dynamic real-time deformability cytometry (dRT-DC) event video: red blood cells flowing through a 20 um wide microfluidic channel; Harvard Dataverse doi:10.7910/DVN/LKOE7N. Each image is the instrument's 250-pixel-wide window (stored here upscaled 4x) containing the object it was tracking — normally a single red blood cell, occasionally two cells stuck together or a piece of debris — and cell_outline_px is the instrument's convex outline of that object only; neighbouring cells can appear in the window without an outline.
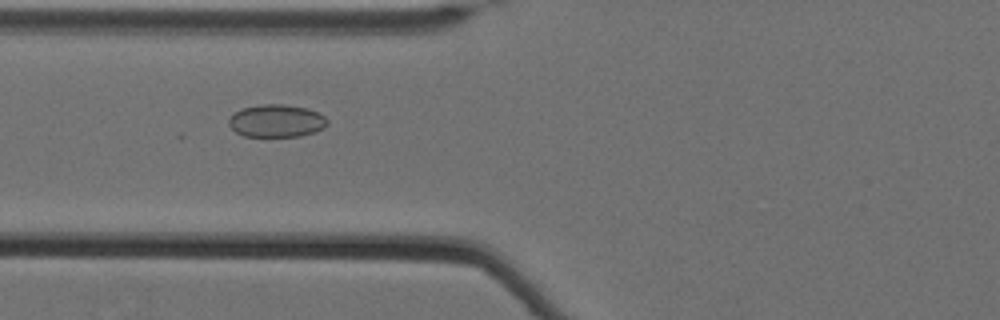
{"species": "Egyptian fruit bat (a non-hibernating species)", "species_latin": "Rousettus aegyptiacus", "temperature_condition": "cold", "stored_images_in_passage": 63, "camera_frame_rate_fps": 3000, "um_per_image_px": 0.085, "animal": {"sex": "female"}, "frame": {"image": 1, "passage_image": 29, "time_ms": 9.333, "image_size_px": [1000, 320], "cell_outline_px": [[328, 124], [324, 128], [316, 132], [300, 136], [244, 136], [236, 132], [228, 124], [228, 120], [236, 112], [244, 108], [260, 104], [284, 104], [308, 108], [324, 116], [328, 120]], "centroid_in_image_um": [23.53, 10.27], "position_along_channel_um": 102.3, "area_um2": 18.73}}
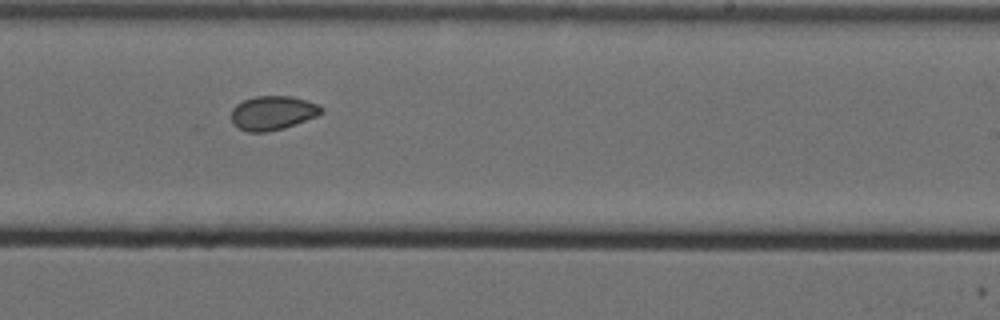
{"frame": {"image": 2, "passage_image": 43, "time_ms": 14.0, "image_size_px": [1000, 320], "cell_outline_px": [[324, 112], [316, 116], [284, 128], [268, 132], [248, 132], [236, 128], [232, 124], [232, 108], [236, 104], [244, 100], [256, 96], [292, 96], [320, 104], [324, 108]], "centroid_in_image_um": [23.18, 9.6], "position_along_channel_um": 265.8, "area_um2": 18.09}}
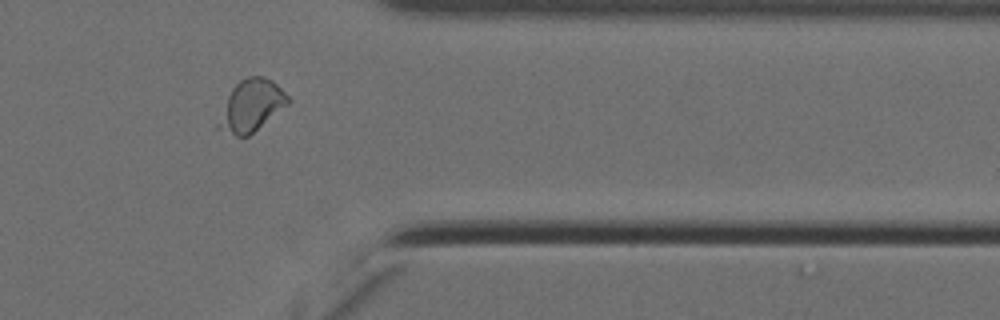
{"frame": {"image": 3, "passage_image": 54, "time_ms": 17.667, "image_size_px": [1000, 320], "cell_outline_px": [[288, 104], [248, 136], [236, 136], [216, 128], [216, 124], [228, 96], [232, 88], [240, 80], [248, 76], [264, 76], [272, 80], [288, 96]], "centroid_in_image_um": [21.33, 8.97], "position_along_channel_um": 390.1, "area_um2": 20.52}, "authors_computed_cell_mechanics": {"area_um2": 19.652, "velocity_mm_per_s": 3.488, "shape_relaxation_time_tau1_ms": null, "shape_relaxation_time_tau2_ms": 2.5859, "deformation_change_tau1": null, "deformation_change_tau2": 0.0516}}